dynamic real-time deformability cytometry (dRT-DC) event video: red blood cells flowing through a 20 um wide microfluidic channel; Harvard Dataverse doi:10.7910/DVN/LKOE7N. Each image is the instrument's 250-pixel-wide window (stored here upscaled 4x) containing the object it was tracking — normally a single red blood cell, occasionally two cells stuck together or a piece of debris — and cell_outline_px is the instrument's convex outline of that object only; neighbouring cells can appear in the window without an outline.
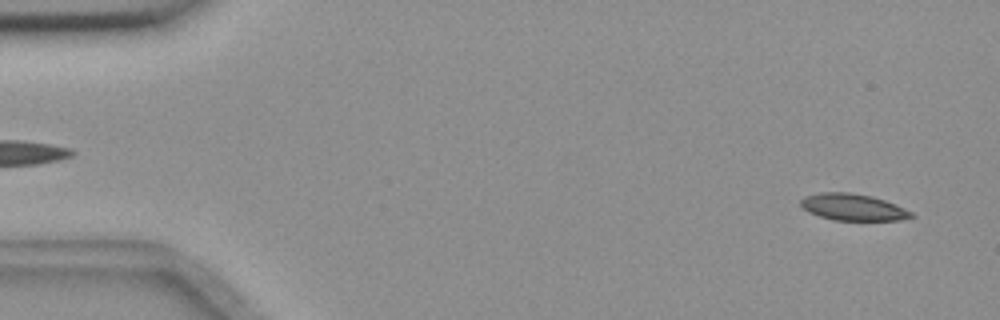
{"species": "common noctule bat (a hibernating species)", "species_latin": "Nyctalus noctula", "temperature_condition": "room temperature", "stored_images_in_passage": 5, "camera_frame_rate_fps": 3000, "um_per_image_px": 0.085, "animal": {"sex": "female", "body_mass_g": 18.4}, "frame": {"image": 1, "passage_image": 5, "time_ms": 1.333, "image_size_px": [1000, 320], "cell_outline_px": [[916, 216], [900, 220], [832, 220], [808, 212], [800, 204], [800, 200], [804, 196], [820, 192], [848, 192], [872, 196], [884, 200], [904, 208], [912, 212]], "centroid_in_image_um": [72.49, 17.61], "position_along_channel_um": 12.5, "area_um2": 17.17}}